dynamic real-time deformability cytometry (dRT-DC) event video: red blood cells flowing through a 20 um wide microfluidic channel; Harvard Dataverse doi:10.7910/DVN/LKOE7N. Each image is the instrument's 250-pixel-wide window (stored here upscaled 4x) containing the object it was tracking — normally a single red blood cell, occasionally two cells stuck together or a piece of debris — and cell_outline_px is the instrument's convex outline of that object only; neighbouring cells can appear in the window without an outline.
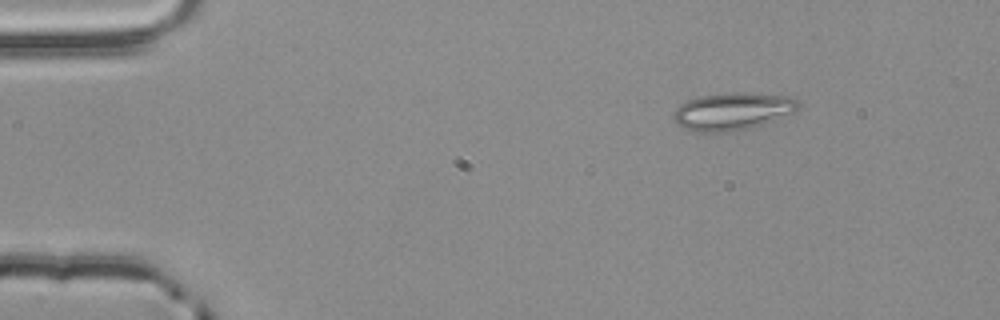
{"species": "common noctule bat (a hibernating species)", "species_latin": "Nyctalus noctula", "temperature_condition": "room temperature", "stored_images_in_passage": 3, "camera_frame_rate_fps": 3000, "um_per_image_px": 0.085, "animal": {"sex": "male", "body_mass_g": 20.4}, "frame": {"image": 1, "passage_image": 1, "time_ms": 0.0, "image_size_px": [1000, 320], "cell_outline_px": [[800, 104], [792, 112], [772, 120], [748, 128], [732, 132], [692, 132], [684, 128], [676, 120], [676, 108], [680, 104], [688, 100], [700, 96], [736, 92], [740, 92], [792, 96], [800, 100]], "centroid_in_image_um": [62.28, 9.45], "position_along_channel_um": 22.7, "area_um2": 26.82}}